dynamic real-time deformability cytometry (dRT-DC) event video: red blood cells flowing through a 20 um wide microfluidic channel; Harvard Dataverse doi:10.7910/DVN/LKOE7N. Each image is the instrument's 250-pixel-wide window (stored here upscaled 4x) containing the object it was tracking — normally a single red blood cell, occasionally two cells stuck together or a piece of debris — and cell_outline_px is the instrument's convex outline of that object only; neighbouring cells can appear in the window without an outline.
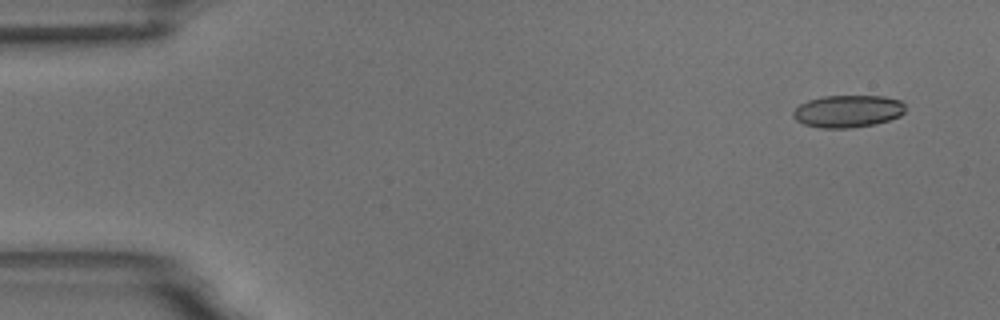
{"species": "common noctule bat (a hibernating species)", "species_latin": "Nyctalus noctula", "temperature_condition": "room temperature", "stored_images_in_passage": 5, "camera_frame_rate_fps": 3000, "um_per_image_px": 0.085, "animal": {"sex": "male", "body_mass_g": 18.8}, "frame": {"image": 1, "passage_image": 1, "time_ms": 0.0, "image_size_px": [1000, 320], "cell_outline_px": [[904, 112], [900, 116], [888, 120], [872, 124], [848, 128], [820, 128], [804, 124], [796, 120], [792, 116], [792, 112], [800, 104], [808, 100], [824, 96], [884, 96], [900, 100], [904, 104]], "centroid_in_image_um": [72.04, 9.45], "position_along_channel_um": 13.0, "area_um2": 21.04}}
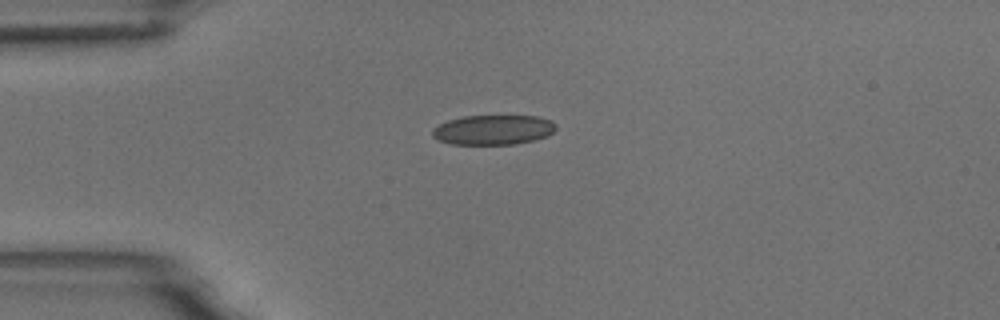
{"frame": {"image": 2, "passage_image": 4, "time_ms": 3.333, "image_size_px": [1000, 320], "cell_outline_px": [[556, 128], [548, 136], [516, 144], [448, 144], [436, 140], [432, 136], [432, 128], [448, 120], [464, 116], [536, 116], [552, 120], [556, 124]], "centroid_in_image_um": [41.9, 11.04], "position_along_channel_um": 43.1, "area_um2": 21.56}}